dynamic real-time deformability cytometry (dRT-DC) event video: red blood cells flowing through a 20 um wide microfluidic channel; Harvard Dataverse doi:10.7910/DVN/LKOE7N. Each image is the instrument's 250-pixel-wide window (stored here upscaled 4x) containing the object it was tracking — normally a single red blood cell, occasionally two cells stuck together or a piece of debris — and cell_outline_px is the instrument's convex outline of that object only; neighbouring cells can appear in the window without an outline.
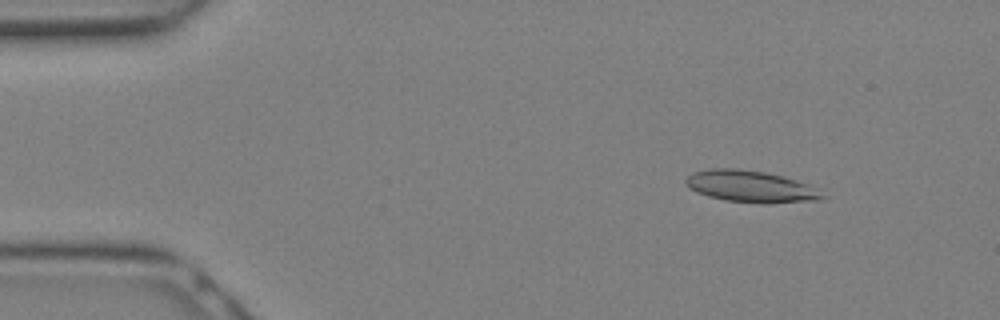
{"species": "Egyptian fruit bat (a non-hibernating species)", "species_latin": "Rousettus aegyptiacus", "temperature_condition": "warm", "stored_images_in_passage": 20, "camera_frame_rate_fps": 3000, "um_per_image_px": 0.085, "animal": {"sex": "female"}, "frame": {"image": 1, "passage_image": 3, "time_ms": 0.667, "image_size_px": [1000, 320], "cell_outline_px": [[828, 196], [824, 200], [768, 204], [764, 204], [724, 200], [708, 196], [696, 192], [684, 180], [692, 172], [708, 168], [736, 168], [764, 172], [796, 180], [808, 184]], "centroid_in_image_um": [63.85, 15.86], "position_along_channel_um": 21.1, "area_um2": 25.43}}
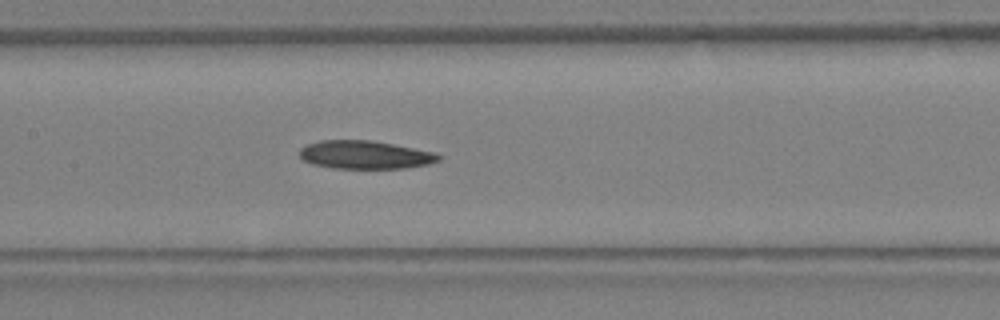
{"frame": {"image": 2, "passage_image": 13, "time_ms": 4.0, "image_size_px": [1000, 320], "cell_outline_px": [[444, 156], [440, 160], [428, 164], [404, 168], [332, 168], [312, 164], [304, 160], [300, 156], [300, 148], [308, 144], [320, 140], [368, 140], [392, 144], [436, 152]], "centroid_in_image_um": [31.05, 13.16], "position_along_channel_um": 176.3, "area_um2": 22.83}}
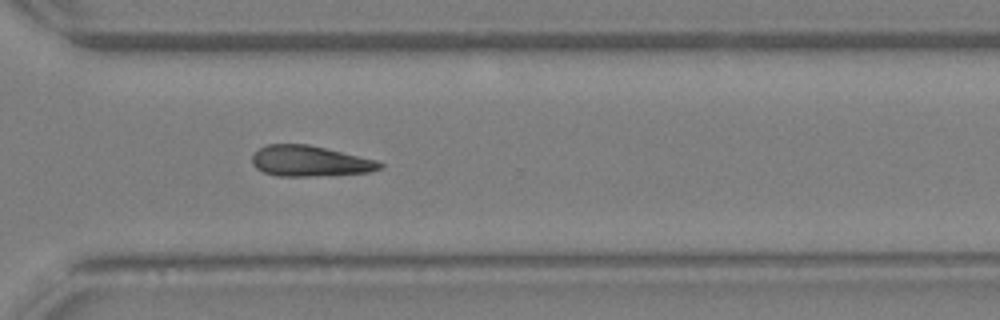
{"frame": {"image": 3, "passage_image": 20, "time_ms": 6.333, "image_size_px": [1000, 320], "cell_outline_px": [[384, 168], [368, 172], [316, 176], [276, 176], [264, 172], [256, 168], [252, 164], [252, 156], [260, 148], [268, 144], [308, 144], [376, 160], [384, 164]], "centroid_in_image_um": [26.33, 13.7], "position_along_channel_um": 344.3, "area_um2": 22.72}}